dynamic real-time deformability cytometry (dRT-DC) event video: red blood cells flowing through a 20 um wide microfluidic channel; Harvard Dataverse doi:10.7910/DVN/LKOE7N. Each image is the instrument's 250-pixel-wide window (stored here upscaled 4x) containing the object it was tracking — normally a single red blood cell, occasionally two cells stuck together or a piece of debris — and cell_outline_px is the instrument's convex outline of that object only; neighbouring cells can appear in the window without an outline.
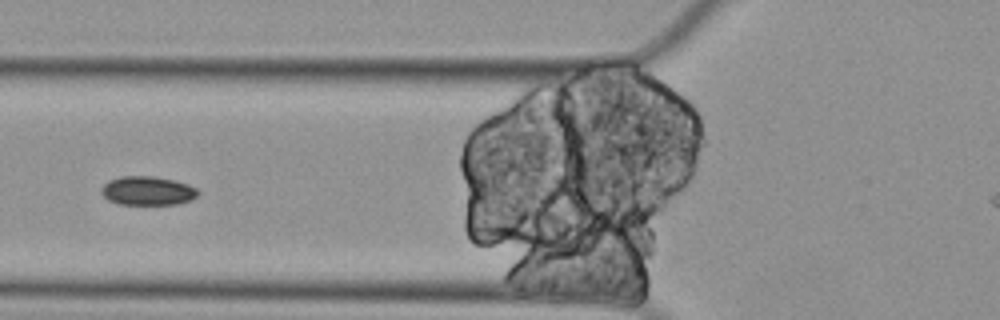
{"species": "Egyptian fruit bat (a non-hibernating species)", "species_latin": "Rousettus aegyptiacus", "temperature_condition": "cold", "stored_images_in_passage": 8, "camera_frame_rate_fps": 3000, "um_per_image_px": 0.085, "animal": {"sex": "female"}, "frame": {"image": 1, "passage_image": 6, "time_ms": 1.667, "image_size_px": [1000, 320], "cell_outline_px": [[200, 192], [192, 200], [176, 204], [120, 204], [108, 200], [100, 192], [100, 188], [108, 180], [120, 176], [152, 176], [172, 180], [188, 184], [196, 188]], "centroid_in_image_um": [12.52, 16.21], "position_along_channel_um": 113.3, "area_um2": 16.3}}
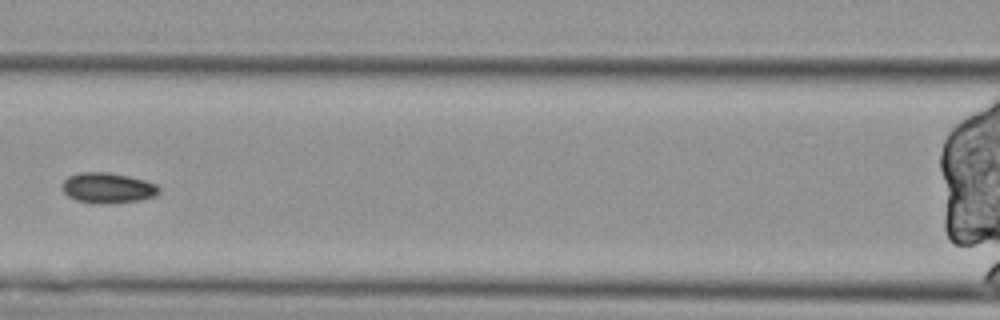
{"frame": {"image": 2, "passage_image": 7, "time_ms": 2.0, "image_size_px": [1000, 320], "cell_outline_px": [[160, 192], [156, 196], [140, 200], [104, 204], [100, 204], [76, 200], [68, 196], [60, 188], [60, 184], [68, 176], [80, 172], [108, 172], [128, 176], [144, 180], [156, 184], [160, 188]], "centroid_in_image_um": [9.13, 15.97], "position_along_channel_um": 157.5, "area_um2": 17.34}}
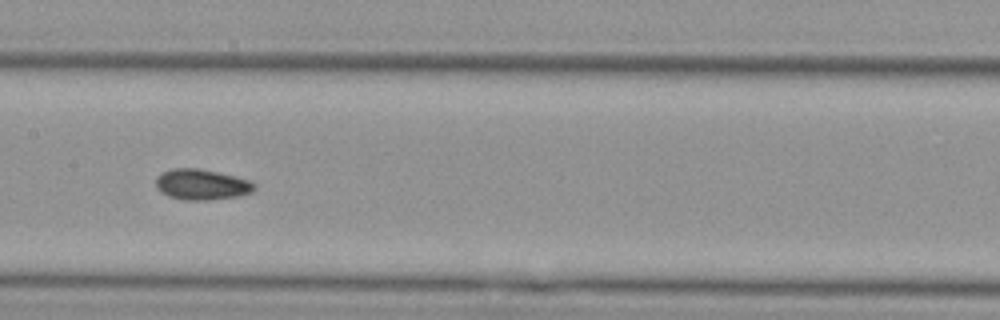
{"frame": {"image": 3, "passage_image": 8, "time_ms": 2.333, "image_size_px": [1000, 320], "cell_outline_px": [[256, 188], [252, 192], [240, 196], [208, 200], [184, 200], [168, 196], [160, 192], [156, 188], [156, 176], [172, 168], [196, 168], [216, 172], [248, 180], [256, 184]], "centroid_in_image_um": [17.12, 15.7], "position_along_channel_um": 190.3, "area_um2": 17.57}}